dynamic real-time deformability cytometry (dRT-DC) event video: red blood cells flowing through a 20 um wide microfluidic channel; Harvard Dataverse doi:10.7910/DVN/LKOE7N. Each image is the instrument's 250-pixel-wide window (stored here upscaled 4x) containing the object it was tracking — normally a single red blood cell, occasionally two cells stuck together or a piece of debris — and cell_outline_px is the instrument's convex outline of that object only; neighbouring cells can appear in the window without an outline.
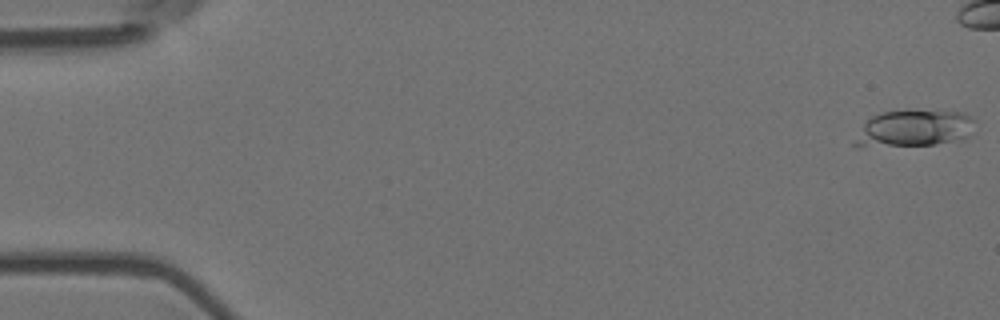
{"species": "Egyptian fruit bat (a non-hibernating species)", "species_latin": "Rousettus aegyptiacus", "temperature_condition": "room temperature", "stored_images_in_passage": 14, "camera_frame_rate_fps": 3000, "um_per_image_px": 0.085, "animal": {"sex": "female"}, "frame": {"image": 1, "passage_image": 1, "time_ms": 0.0, "image_size_px": [1000, 320], "cell_outline_px": [[976, 132], [972, 136], [964, 140], [932, 144], [856, 148], [852, 144], [864, 124], [872, 116], [880, 112], [964, 112], [972, 116], [976, 120]], "centroid_in_image_um": [77.77, 10.96], "position_along_channel_um": 7.2, "area_um2": 25.95}}